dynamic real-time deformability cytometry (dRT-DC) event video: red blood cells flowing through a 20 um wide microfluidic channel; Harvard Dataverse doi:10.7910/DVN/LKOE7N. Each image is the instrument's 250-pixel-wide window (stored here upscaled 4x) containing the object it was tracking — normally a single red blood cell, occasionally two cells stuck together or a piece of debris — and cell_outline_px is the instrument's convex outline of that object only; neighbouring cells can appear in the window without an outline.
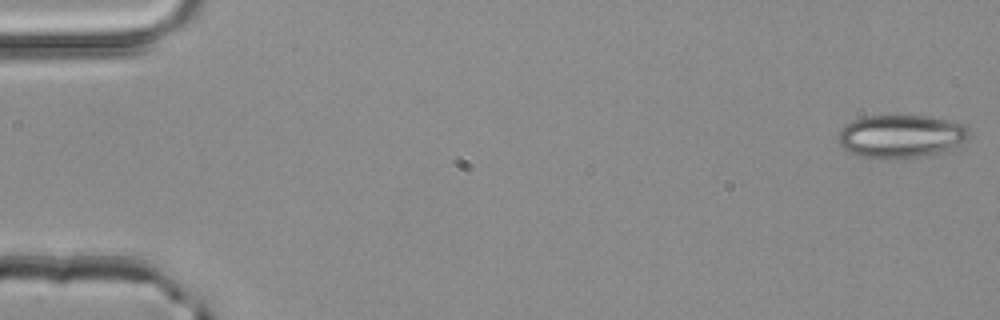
{"species": "common noctule bat (a hibernating species)", "species_latin": "Nyctalus noctula", "temperature_condition": "room temperature", "stored_images_in_passage": 5, "camera_frame_rate_fps": 3000, "um_per_image_px": 0.085, "animal": {"sex": "male", "body_mass_g": 20.4}, "frame": {"image": 1, "passage_image": 1, "time_ms": 0.0, "image_size_px": [1000, 320], "cell_outline_px": [[972, 136], [968, 140], [948, 148], [924, 156], [888, 160], [880, 160], [856, 156], [848, 152], [836, 140], [840, 132], [852, 120], [864, 116], [924, 116], [948, 120], [964, 124], [972, 132]], "centroid_in_image_um": [76.56, 11.6], "position_along_channel_um": 8.4, "area_um2": 33.12}}